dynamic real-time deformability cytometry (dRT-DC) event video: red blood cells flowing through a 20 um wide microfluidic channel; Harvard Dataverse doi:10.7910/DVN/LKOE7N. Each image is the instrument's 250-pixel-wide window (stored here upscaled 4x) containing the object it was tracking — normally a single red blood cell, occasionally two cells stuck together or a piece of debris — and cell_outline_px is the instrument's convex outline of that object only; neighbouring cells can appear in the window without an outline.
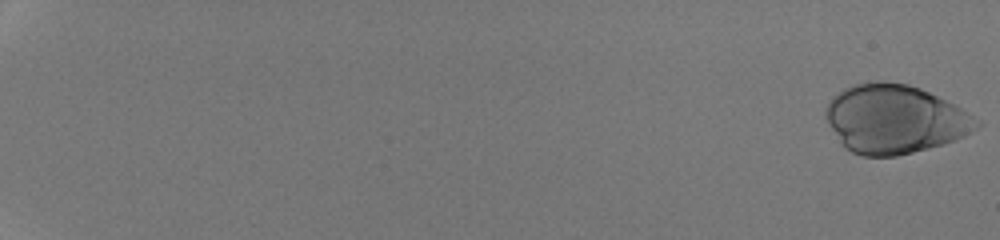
{"species": "human", "species_latin": "Homo sapiens", "temperature_condition": "room temperature", "stored_images_in_passage": 52, "camera_frame_rate_fps": 3000, "um_per_image_px": 0.085, "donor": {"sex": "male"}, "frame": {"image": 1, "passage_image": 1, "time_ms": 0.0, "image_size_px": [1000, 240], "cell_outline_px": [[984, 124], [964, 136], [956, 140], [944, 144], [896, 156], [860, 156], [844, 148], [828, 124], [824, 116], [824, 112], [832, 96], [844, 88], [852, 84], [876, 80], [884, 80], [908, 84], [920, 88], [960, 108], [980, 120]], "centroid_in_image_um": [76.02, 10.12], "position_along_channel_um": 9.0, "area_um2": 60.63}}
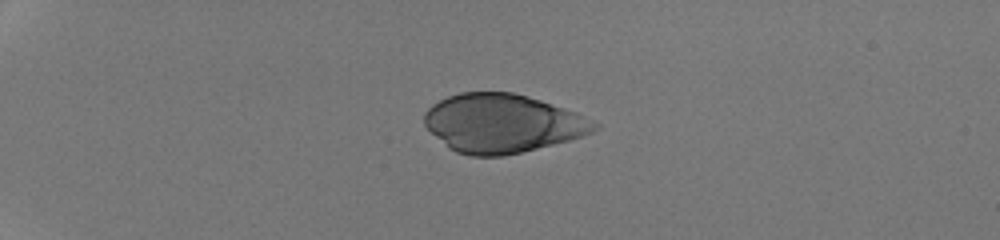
{"frame": {"image": 2, "passage_image": 16, "time_ms": 5.0, "image_size_px": [1000, 240], "cell_outline_px": [[600, 128], [592, 132], [568, 140], [504, 156], [468, 156], [456, 152], [448, 148], [424, 124], [424, 112], [432, 104], [448, 96], [460, 92], [512, 92], [528, 96], [576, 112], [600, 124]], "centroid_in_image_um": [42.68, 10.48], "position_along_channel_um": 42.3, "area_um2": 57.8}}